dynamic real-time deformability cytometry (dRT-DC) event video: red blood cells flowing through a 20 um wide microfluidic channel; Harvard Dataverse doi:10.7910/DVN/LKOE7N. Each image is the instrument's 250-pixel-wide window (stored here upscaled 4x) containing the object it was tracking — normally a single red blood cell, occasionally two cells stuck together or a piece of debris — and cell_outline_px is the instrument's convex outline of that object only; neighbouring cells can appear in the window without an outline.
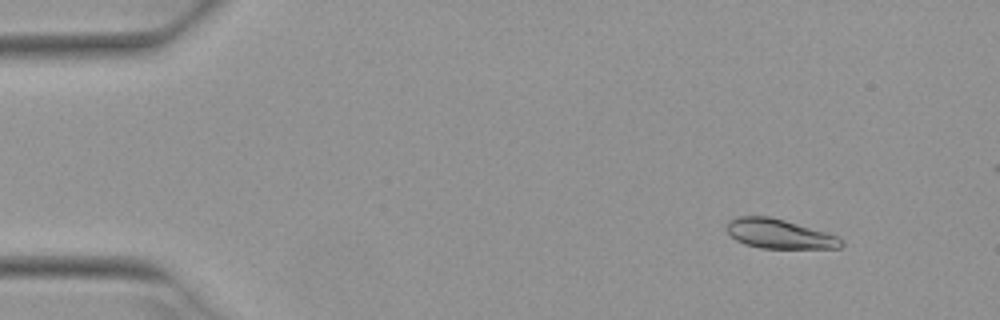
{"species": "Egyptian fruit bat (a non-hibernating species)", "species_latin": "Rousettus aegyptiacus", "temperature_condition": "warm", "stored_images_in_passage": 14, "camera_frame_rate_fps": 3000, "um_per_image_px": 0.085, "animal": {"sex": "female"}, "frame": {"image": 1, "passage_image": 3, "time_ms": 0.667, "image_size_px": [1000, 320], "cell_outline_px": [[844, 244], [840, 248], [760, 248], [744, 244], [736, 240], [724, 228], [728, 220], [736, 216], [768, 216], [784, 220], [824, 232], [836, 236], [844, 240]], "centroid_in_image_um": [66.18, 19.88], "position_along_channel_um": 18.8, "area_um2": 19.59}}
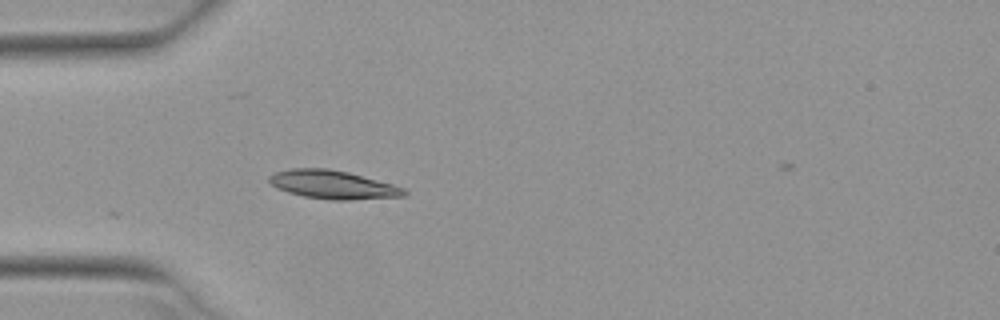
{"frame": {"image": 2, "passage_image": 13, "time_ms": 4.0, "image_size_px": [1000, 320], "cell_outline_px": [[408, 192], [404, 196], [352, 200], [332, 200], [304, 196], [288, 192], [276, 188], [268, 180], [268, 176], [276, 172], [292, 168], [328, 168], [348, 172], [392, 184], [404, 188]], "centroid_in_image_um": [28.29, 15.69], "position_along_channel_um": 56.7, "area_um2": 22.31}}